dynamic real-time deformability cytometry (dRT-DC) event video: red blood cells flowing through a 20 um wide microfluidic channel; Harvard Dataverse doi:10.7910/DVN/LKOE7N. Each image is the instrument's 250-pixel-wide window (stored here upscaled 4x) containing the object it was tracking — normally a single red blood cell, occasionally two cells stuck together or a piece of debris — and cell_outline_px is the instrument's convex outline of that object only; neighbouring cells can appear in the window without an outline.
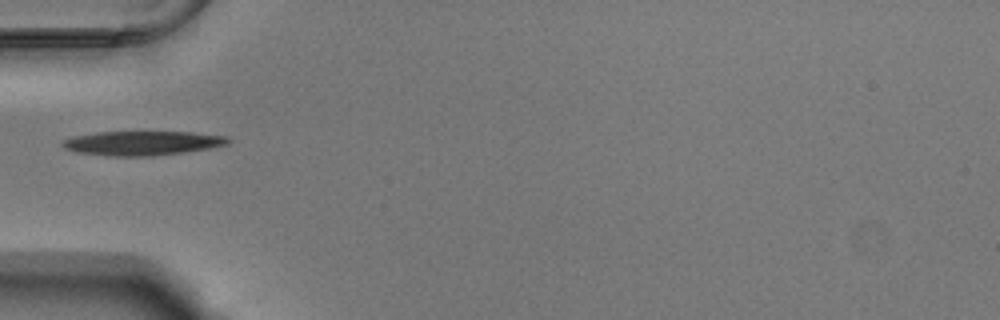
{"species": "Egyptian fruit bat (a non-hibernating species)", "species_latin": "Rousettus aegyptiacus", "temperature_condition": "warm", "stored_images_in_passage": 36, "camera_frame_rate_fps": 3000, "um_per_image_px": 0.085, "animal": {"sex": "male"}, "frame": {"image": 1, "passage_image": 1, "time_ms": 0.0, "image_size_px": [1000, 320], "cell_outline_px": [[232, 140], [228, 144], [212, 148], [184, 152], [152, 156], [108, 156], [76, 152], [64, 148], [60, 144], [64, 140], [76, 136], [96, 132], [188, 132], [228, 136]], "centroid_in_image_um": [12.13, 12.17], "position_along_channel_um": 72.9, "area_um2": 23.47}}
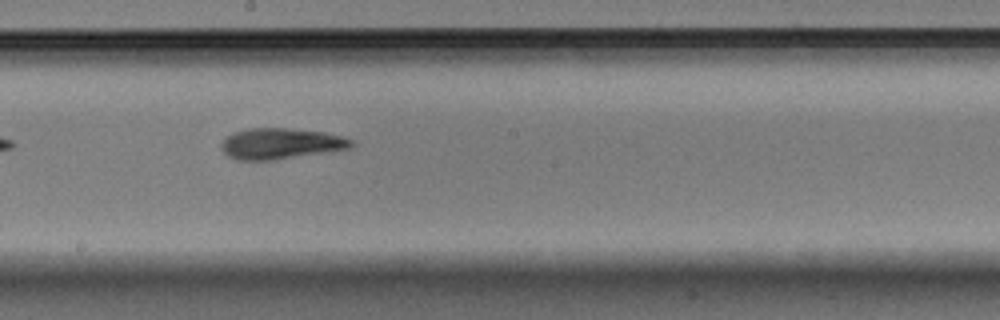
{"frame": {"image": 2, "passage_image": 13, "time_ms": 4.0, "image_size_px": [1000, 320], "cell_outline_px": [[356, 144], [348, 148], [276, 160], [236, 160], [228, 156], [220, 148], [220, 144], [224, 136], [232, 132], [248, 128], [284, 128], [324, 132], [340, 136], [352, 140]], "centroid_in_image_um": [23.78, 12.2], "position_along_channel_um": 224.4, "area_um2": 23.47}}
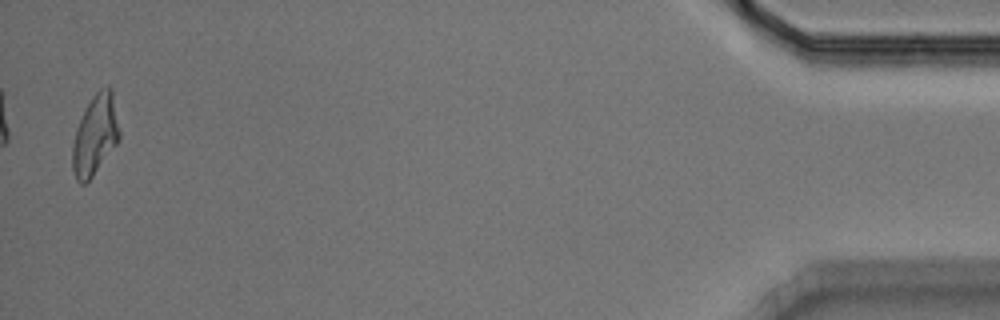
{"frame": {"image": 3, "passage_image": 36, "time_ms": 11.667, "image_size_px": [1000, 320], "cell_outline_px": [[120, 140], [92, 176], [84, 184], [80, 184], [76, 180], [72, 168], [72, 144], [76, 128], [92, 96], [100, 88], [108, 84], [112, 88], [120, 132]], "centroid_in_image_um": [8.1, 11.46], "position_along_channel_um": 427.1, "area_um2": 21.96}}